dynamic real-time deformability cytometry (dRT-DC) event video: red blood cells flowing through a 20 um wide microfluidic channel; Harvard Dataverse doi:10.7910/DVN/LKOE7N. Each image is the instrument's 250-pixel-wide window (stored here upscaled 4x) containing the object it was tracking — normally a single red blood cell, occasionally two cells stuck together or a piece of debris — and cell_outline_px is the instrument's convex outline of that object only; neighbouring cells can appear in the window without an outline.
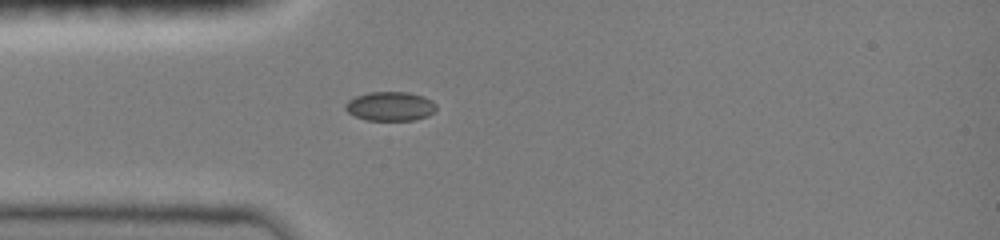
{"species": "common noctule bat (a hibernating species)", "species_latin": "Nyctalus noctula", "temperature_condition": "room temperature", "stored_images_in_passage": 1, "camera_frame_rate_fps": 3000, "um_per_image_px": 0.085, "animal": {"sex": "female", "body_mass_g": 19.0, "forearm_length_mm": 51.5}, "frame": {"image": 1, "passage_image": 1, "time_ms": 0.0, "image_size_px": [1000, 240], "cell_outline_px": [[436, 108], [428, 116], [412, 120], [368, 120], [356, 116], [348, 112], [344, 108], [344, 104], [348, 100], [356, 96], [368, 92], [408, 92], [424, 96], [432, 100], [436, 104]], "centroid_in_image_um": [33.16, 9.02], "position_along_channel_um": 51.8, "area_um2": 15.43}}